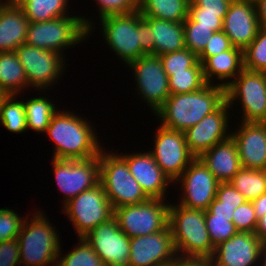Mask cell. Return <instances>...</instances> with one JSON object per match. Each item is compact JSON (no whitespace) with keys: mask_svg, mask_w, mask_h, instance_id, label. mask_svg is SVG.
<instances>
[{"mask_svg":"<svg viewBox=\"0 0 266 266\" xmlns=\"http://www.w3.org/2000/svg\"><path fill=\"white\" fill-rule=\"evenodd\" d=\"M204 216L206 228L214 248L220 243L229 240L238 232L232 222L233 217L216 216L208 210L204 211Z\"/></svg>","mask_w":266,"mask_h":266,"instance_id":"obj_36","label":"cell"},{"mask_svg":"<svg viewBox=\"0 0 266 266\" xmlns=\"http://www.w3.org/2000/svg\"><path fill=\"white\" fill-rule=\"evenodd\" d=\"M166 200L149 198L135 204L114 209L113 217L118 227L128 237L150 235L164 230L169 222V206Z\"/></svg>","mask_w":266,"mask_h":266,"instance_id":"obj_8","label":"cell"},{"mask_svg":"<svg viewBox=\"0 0 266 266\" xmlns=\"http://www.w3.org/2000/svg\"><path fill=\"white\" fill-rule=\"evenodd\" d=\"M24 102L27 129L46 133L53 114L58 110L51 99L34 97Z\"/></svg>","mask_w":266,"mask_h":266,"instance_id":"obj_30","label":"cell"},{"mask_svg":"<svg viewBox=\"0 0 266 266\" xmlns=\"http://www.w3.org/2000/svg\"><path fill=\"white\" fill-rule=\"evenodd\" d=\"M202 68L204 79L207 84H214L213 79L215 76L217 80L224 81V83L223 81L222 83L219 82V85L226 88V86H228L244 69L243 50L232 47L215 56L208 57L202 63Z\"/></svg>","mask_w":266,"mask_h":266,"instance_id":"obj_25","label":"cell"},{"mask_svg":"<svg viewBox=\"0 0 266 266\" xmlns=\"http://www.w3.org/2000/svg\"><path fill=\"white\" fill-rule=\"evenodd\" d=\"M168 83L170 94H183L201 90L207 85L203 75L202 63L197 61L185 72L168 76Z\"/></svg>","mask_w":266,"mask_h":266,"instance_id":"obj_32","label":"cell"},{"mask_svg":"<svg viewBox=\"0 0 266 266\" xmlns=\"http://www.w3.org/2000/svg\"><path fill=\"white\" fill-rule=\"evenodd\" d=\"M216 198L221 201V205L240 206L247 200L243 194L235 189L230 182L219 183Z\"/></svg>","mask_w":266,"mask_h":266,"instance_id":"obj_44","label":"cell"},{"mask_svg":"<svg viewBox=\"0 0 266 266\" xmlns=\"http://www.w3.org/2000/svg\"><path fill=\"white\" fill-rule=\"evenodd\" d=\"M99 182L111 202L113 209L135 205L149 199L137 180L129 172L127 162L117 153H99Z\"/></svg>","mask_w":266,"mask_h":266,"instance_id":"obj_6","label":"cell"},{"mask_svg":"<svg viewBox=\"0 0 266 266\" xmlns=\"http://www.w3.org/2000/svg\"><path fill=\"white\" fill-rule=\"evenodd\" d=\"M52 163L55 182L64 193L63 205L99 183V156L75 160L52 158Z\"/></svg>","mask_w":266,"mask_h":266,"instance_id":"obj_12","label":"cell"},{"mask_svg":"<svg viewBox=\"0 0 266 266\" xmlns=\"http://www.w3.org/2000/svg\"><path fill=\"white\" fill-rule=\"evenodd\" d=\"M88 122L70 111L57 110L45 133L55 143L52 158L75 160L99 156L104 148Z\"/></svg>","mask_w":266,"mask_h":266,"instance_id":"obj_2","label":"cell"},{"mask_svg":"<svg viewBox=\"0 0 266 266\" xmlns=\"http://www.w3.org/2000/svg\"><path fill=\"white\" fill-rule=\"evenodd\" d=\"M239 129L231 131L236 143L241 166L266 170V126L259 122H240Z\"/></svg>","mask_w":266,"mask_h":266,"instance_id":"obj_21","label":"cell"},{"mask_svg":"<svg viewBox=\"0 0 266 266\" xmlns=\"http://www.w3.org/2000/svg\"><path fill=\"white\" fill-rule=\"evenodd\" d=\"M128 66L133 70L138 95H141L155 114L170 95L168 76L160 57L146 54L131 61Z\"/></svg>","mask_w":266,"mask_h":266,"instance_id":"obj_13","label":"cell"},{"mask_svg":"<svg viewBox=\"0 0 266 266\" xmlns=\"http://www.w3.org/2000/svg\"><path fill=\"white\" fill-rule=\"evenodd\" d=\"M63 206V211L72 222V226L74 225L78 237L86 236L114 215V209L100 182Z\"/></svg>","mask_w":266,"mask_h":266,"instance_id":"obj_7","label":"cell"},{"mask_svg":"<svg viewBox=\"0 0 266 266\" xmlns=\"http://www.w3.org/2000/svg\"><path fill=\"white\" fill-rule=\"evenodd\" d=\"M180 182L182 197L180 205L197 210H207L209 204L216 198L219 181L203 163L195 158L176 180Z\"/></svg>","mask_w":266,"mask_h":266,"instance_id":"obj_15","label":"cell"},{"mask_svg":"<svg viewBox=\"0 0 266 266\" xmlns=\"http://www.w3.org/2000/svg\"><path fill=\"white\" fill-rule=\"evenodd\" d=\"M232 222L238 232H255L258 220L251 201H246L234 210Z\"/></svg>","mask_w":266,"mask_h":266,"instance_id":"obj_40","label":"cell"},{"mask_svg":"<svg viewBox=\"0 0 266 266\" xmlns=\"http://www.w3.org/2000/svg\"><path fill=\"white\" fill-rule=\"evenodd\" d=\"M79 243L65 256L59 254L57 266H107L96 254L91 245L83 237L78 238Z\"/></svg>","mask_w":266,"mask_h":266,"instance_id":"obj_34","label":"cell"},{"mask_svg":"<svg viewBox=\"0 0 266 266\" xmlns=\"http://www.w3.org/2000/svg\"><path fill=\"white\" fill-rule=\"evenodd\" d=\"M83 238L107 266L128 265L131 238L120 230L114 217L98 225Z\"/></svg>","mask_w":266,"mask_h":266,"instance_id":"obj_16","label":"cell"},{"mask_svg":"<svg viewBox=\"0 0 266 266\" xmlns=\"http://www.w3.org/2000/svg\"><path fill=\"white\" fill-rule=\"evenodd\" d=\"M199 158L220 183L230 182L242 168L238 149L232 138L214 145Z\"/></svg>","mask_w":266,"mask_h":266,"instance_id":"obj_24","label":"cell"},{"mask_svg":"<svg viewBox=\"0 0 266 266\" xmlns=\"http://www.w3.org/2000/svg\"><path fill=\"white\" fill-rule=\"evenodd\" d=\"M35 213L31 220L25 217L22 229L17 236L20 264L23 266H57L59 254L62 252L57 229L48 221L45 213L40 210Z\"/></svg>","mask_w":266,"mask_h":266,"instance_id":"obj_3","label":"cell"},{"mask_svg":"<svg viewBox=\"0 0 266 266\" xmlns=\"http://www.w3.org/2000/svg\"><path fill=\"white\" fill-rule=\"evenodd\" d=\"M177 255L169 225L150 235L132 237L127 266H167Z\"/></svg>","mask_w":266,"mask_h":266,"instance_id":"obj_18","label":"cell"},{"mask_svg":"<svg viewBox=\"0 0 266 266\" xmlns=\"http://www.w3.org/2000/svg\"><path fill=\"white\" fill-rule=\"evenodd\" d=\"M16 95H8L1 105L0 123L13 133L27 131L24 101H17Z\"/></svg>","mask_w":266,"mask_h":266,"instance_id":"obj_33","label":"cell"},{"mask_svg":"<svg viewBox=\"0 0 266 266\" xmlns=\"http://www.w3.org/2000/svg\"><path fill=\"white\" fill-rule=\"evenodd\" d=\"M27 87L28 80L15 51L0 52V88L17 96Z\"/></svg>","mask_w":266,"mask_h":266,"instance_id":"obj_28","label":"cell"},{"mask_svg":"<svg viewBox=\"0 0 266 266\" xmlns=\"http://www.w3.org/2000/svg\"><path fill=\"white\" fill-rule=\"evenodd\" d=\"M12 209L0 208V243L2 241L17 239L25 218Z\"/></svg>","mask_w":266,"mask_h":266,"instance_id":"obj_39","label":"cell"},{"mask_svg":"<svg viewBox=\"0 0 266 266\" xmlns=\"http://www.w3.org/2000/svg\"><path fill=\"white\" fill-rule=\"evenodd\" d=\"M245 1H252V2H256L257 0H245Z\"/></svg>","mask_w":266,"mask_h":266,"instance_id":"obj_57","label":"cell"},{"mask_svg":"<svg viewBox=\"0 0 266 266\" xmlns=\"http://www.w3.org/2000/svg\"><path fill=\"white\" fill-rule=\"evenodd\" d=\"M69 0H19L17 5L22 9L29 22H46L67 16ZM68 3V4H67Z\"/></svg>","mask_w":266,"mask_h":266,"instance_id":"obj_29","label":"cell"},{"mask_svg":"<svg viewBox=\"0 0 266 266\" xmlns=\"http://www.w3.org/2000/svg\"><path fill=\"white\" fill-rule=\"evenodd\" d=\"M159 57L167 76L185 72V70L191 68L198 61V56L187 48Z\"/></svg>","mask_w":266,"mask_h":266,"instance_id":"obj_38","label":"cell"},{"mask_svg":"<svg viewBox=\"0 0 266 266\" xmlns=\"http://www.w3.org/2000/svg\"><path fill=\"white\" fill-rule=\"evenodd\" d=\"M183 29L186 48L197 56L204 50L214 33L211 27L198 26L189 16L183 22Z\"/></svg>","mask_w":266,"mask_h":266,"instance_id":"obj_37","label":"cell"},{"mask_svg":"<svg viewBox=\"0 0 266 266\" xmlns=\"http://www.w3.org/2000/svg\"><path fill=\"white\" fill-rule=\"evenodd\" d=\"M20 264V249L17 239L0 243V266H16Z\"/></svg>","mask_w":266,"mask_h":266,"instance_id":"obj_45","label":"cell"},{"mask_svg":"<svg viewBox=\"0 0 266 266\" xmlns=\"http://www.w3.org/2000/svg\"><path fill=\"white\" fill-rule=\"evenodd\" d=\"M140 47L146 54L154 55V36L150 25L140 15Z\"/></svg>","mask_w":266,"mask_h":266,"instance_id":"obj_47","label":"cell"},{"mask_svg":"<svg viewBox=\"0 0 266 266\" xmlns=\"http://www.w3.org/2000/svg\"><path fill=\"white\" fill-rule=\"evenodd\" d=\"M8 96L7 93H5L1 88H0V109H1V105L3 103V100Z\"/></svg>","mask_w":266,"mask_h":266,"instance_id":"obj_54","label":"cell"},{"mask_svg":"<svg viewBox=\"0 0 266 266\" xmlns=\"http://www.w3.org/2000/svg\"><path fill=\"white\" fill-rule=\"evenodd\" d=\"M238 206L221 205V201L215 198L208 206L207 210L216 216L233 217L234 210Z\"/></svg>","mask_w":266,"mask_h":266,"instance_id":"obj_49","label":"cell"},{"mask_svg":"<svg viewBox=\"0 0 266 266\" xmlns=\"http://www.w3.org/2000/svg\"><path fill=\"white\" fill-rule=\"evenodd\" d=\"M196 7L202 9V13L227 14L232 0H190Z\"/></svg>","mask_w":266,"mask_h":266,"instance_id":"obj_46","label":"cell"},{"mask_svg":"<svg viewBox=\"0 0 266 266\" xmlns=\"http://www.w3.org/2000/svg\"><path fill=\"white\" fill-rule=\"evenodd\" d=\"M29 20L17 3L0 6V52L15 51L26 43Z\"/></svg>","mask_w":266,"mask_h":266,"instance_id":"obj_23","label":"cell"},{"mask_svg":"<svg viewBox=\"0 0 266 266\" xmlns=\"http://www.w3.org/2000/svg\"><path fill=\"white\" fill-rule=\"evenodd\" d=\"M229 108L225 101L216 111L203 117L199 123L183 132L189 151L196 158L214 145L231 138V131L228 132Z\"/></svg>","mask_w":266,"mask_h":266,"instance_id":"obj_17","label":"cell"},{"mask_svg":"<svg viewBox=\"0 0 266 266\" xmlns=\"http://www.w3.org/2000/svg\"><path fill=\"white\" fill-rule=\"evenodd\" d=\"M169 266H214L211 258L202 256H184L177 254Z\"/></svg>","mask_w":266,"mask_h":266,"instance_id":"obj_48","label":"cell"},{"mask_svg":"<svg viewBox=\"0 0 266 266\" xmlns=\"http://www.w3.org/2000/svg\"><path fill=\"white\" fill-rule=\"evenodd\" d=\"M230 183L247 201H252L266 192V170L242 167Z\"/></svg>","mask_w":266,"mask_h":266,"instance_id":"obj_31","label":"cell"},{"mask_svg":"<svg viewBox=\"0 0 266 266\" xmlns=\"http://www.w3.org/2000/svg\"><path fill=\"white\" fill-rule=\"evenodd\" d=\"M119 155L127 162L129 172L149 198L166 199L165 192L169 183L172 185V181L158 166L150 152Z\"/></svg>","mask_w":266,"mask_h":266,"instance_id":"obj_22","label":"cell"},{"mask_svg":"<svg viewBox=\"0 0 266 266\" xmlns=\"http://www.w3.org/2000/svg\"><path fill=\"white\" fill-rule=\"evenodd\" d=\"M257 220L266 214V192L251 201Z\"/></svg>","mask_w":266,"mask_h":266,"instance_id":"obj_50","label":"cell"},{"mask_svg":"<svg viewBox=\"0 0 266 266\" xmlns=\"http://www.w3.org/2000/svg\"><path fill=\"white\" fill-rule=\"evenodd\" d=\"M17 1L19 0H5V2H8V3H16Z\"/></svg>","mask_w":266,"mask_h":266,"instance_id":"obj_56","label":"cell"},{"mask_svg":"<svg viewBox=\"0 0 266 266\" xmlns=\"http://www.w3.org/2000/svg\"><path fill=\"white\" fill-rule=\"evenodd\" d=\"M152 154L158 166L176 183L189 164L196 158L190 151L182 131L159 126L154 136Z\"/></svg>","mask_w":266,"mask_h":266,"instance_id":"obj_14","label":"cell"},{"mask_svg":"<svg viewBox=\"0 0 266 266\" xmlns=\"http://www.w3.org/2000/svg\"><path fill=\"white\" fill-rule=\"evenodd\" d=\"M261 260L262 261H260V266H266V246H264V249L262 251Z\"/></svg>","mask_w":266,"mask_h":266,"instance_id":"obj_53","label":"cell"},{"mask_svg":"<svg viewBox=\"0 0 266 266\" xmlns=\"http://www.w3.org/2000/svg\"><path fill=\"white\" fill-rule=\"evenodd\" d=\"M140 15L137 10L127 14H113L100 18L106 44L125 65L146 53L140 47Z\"/></svg>","mask_w":266,"mask_h":266,"instance_id":"obj_9","label":"cell"},{"mask_svg":"<svg viewBox=\"0 0 266 266\" xmlns=\"http://www.w3.org/2000/svg\"><path fill=\"white\" fill-rule=\"evenodd\" d=\"M154 36V55L161 56L186 48L183 22L142 17Z\"/></svg>","mask_w":266,"mask_h":266,"instance_id":"obj_26","label":"cell"},{"mask_svg":"<svg viewBox=\"0 0 266 266\" xmlns=\"http://www.w3.org/2000/svg\"><path fill=\"white\" fill-rule=\"evenodd\" d=\"M244 69L266 73V27H261L254 40L243 50Z\"/></svg>","mask_w":266,"mask_h":266,"instance_id":"obj_35","label":"cell"},{"mask_svg":"<svg viewBox=\"0 0 266 266\" xmlns=\"http://www.w3.org/2000/svg\"><path fill=\"white\" fill-rule=\"evenodd\" d=\"M190 0H138L142 17L184 22L188 17Z\"/></svg>","mask_w":266,"mask_h":266,"instance_id":"obj_27","label":"cell"},{"mask_svg":"<svg viewBox=\"0 0 266 266\" xmlns=\"http://www.w3.org/2000/svg\"><path fill=\"white\" fill-rule=\"evenodd\" d=\"M259 123H261L264 126H266V108H265V113H264L262 119L259 121Z\"/></svg>","mask_w":266,"mask_h":266,"instance_id":"obj_55","label":"cell"},{"mask_svg":"<svg viewBox=\"0 0 266 266\" xmlns=\"http://www.w3.org/2000/svg\"><path fill=\"white\" fill-rule=\"evenodd\" d=\"M168 225L177 254L207 258L213 256L215 248L206 228L204 210L170 204Z\"/></svg>","mask_w":266,"mask_h":266,"instance_id":"obj_5","label":"cell"},{"mask_svg":"<svg viewBox=\"0 0 266 266\" xmlns=\"http://www.w3.org/2000/svg\"><path fill=\"white\" fill-rule=\"evenodd\" d=\"M263 249L264 245L255 233L237 232L215 247L211 259L214 266H257Z\"/></svg>","mask_w":266,"mask_h":266,"instance_id":"obj_20","label":"cell"},{"mask_svg":"<svg viewBox=\"0 0 266 266\" xmlns=\"http://www.w3.org/2000/svg\"><path fill=\"white\" fill-rule=\"evenodd\" d=\"M232 47L230 39L223 30L214 32L204 50L198 55V61L203 63L208 57L215 56L223 51L231 49Z\"/></svg>","mask_w":266,"mask_h":266,"instance_id":"obj_43","label":"cell"},{"mask_svg":"<svg viewBox=\"0 0 266 266\" xmlns=\"http://www.w3.org/2000/svg\"><path fill=\"white\" fill-rule=\"evenodd\" d=\"M15 53L25 71L28 87H35L38 91L47 90L57 82L58 78L61 79L60 75H63L62 72L65 70L63 57L66 56L26 43L17 48Z\"/></svg>","mask_w":266,"mask_h":266,"instance_id":"obj_11","label":"cell"},{"mask_svg":"<svg viewBox=\"0 0 266 266\" xmlns=\"http://www.w3.org/2000/svg\"><path fill=\"white\" fill-rule=\"evenodd\" d=\"M254 233L261 240L262 244L266 246V214L258 219Z\"/></svg>","mask_w":266,"mask_h":266,"instance_id":"obj_52","label":"cell"},{"mask_svg":"<svg viewBox=\"0 0 266 266\" xmlns=\"http://www.w3.org/2000/svg\"><path fill=\"white\" fill-rule=\"evenodd\" d=\"M226 14L202 13V9L196 7L191 1L189 3L188 16L198 23V26L211 27L214 32L221 31L223 19Z\"/></svg>","mask_w":266,"mask_h":266,"instance_id":"obj_42","label":"cell"},{"mask_svg":"<svg viewBox=\"0 0 266 266\" xmlns=\"http://www.w3.org/2000/svg\"><path fill=\"white\" fill-rule=\"evenodd\" d=\"M94 22L81 16H62L46 22H29L26 44L47 51L58 52L86 40ZM63 49V50H62Z\"/></svg>","mask_w":266,"mask_h":266,"instance_id":"obj_4","label":"cell"},{"mask_svg":"<svg viewBox=\"0 0 266 266\" xmlns=\"http://www.w3.org/2000/svg\"><path fill=\"white\" fill-rule=\"evenodd\" d=\"M255 5L260 26L266 27V0H257Z\"/></svg>","mask_w":266,"mask_h":266,"instance_id":"obj_51","label":"cell"},{"mask_svg":"<svg viewBox=\"0 0 266 266\" xmlns=\"http://www.w3.org/2000/svg\"><path fill=\"white\" fill-rule=\"evenodd\" d=\"M99 17L113 14H127L138 10V0H96Z\"/></svg>","mask_w":266,"mask_h":266,"instance_id":"obj_41","label":"cell"},{"mask_svg":"<svg viewBox=\"0 0 266 266\" xmlns=\"http://www.w3.org/2000/svg\"><path fill=\"white\" fill-rule=\"evenodd\" d=\"M225 101V87L217 83L207 84L194 92L170 94L154 115L160 119L161 126L184 132L216 111Z\"/></svg>","mask_w":266,"mask_h":266,"instance_id":"obj_1","label":"cell"},{"mask_svg":"<svg viewBox=\"0 0 266 266\" xmlns=\"http://www.w3.org/2000/svg\"><path fill=\"white\" fill-rule=\"evenodd\" d=\"M261 26L255 2L232 0L223 19V32L233 47L244 50L257 36Z\"/></svg>","mask_w":266,"mask_h":266,"instance_id":"obj_19","label":"cell"},{"mask_svg":"<svg viewBox=\"0 0 266 266\" xmlns=\"http://www.w3.org/2000/svg\"><path fill=\"white\" fill-rule=\"evenodd\" d=\"M225 98L230 107L240 100L243 112L241 122H259L266 108V73L243 69L226 86Z\"/></svg>","mask_w":266,"mask_h":266,"instance_id":"obj_10","label":"cell"}]
</instances>
